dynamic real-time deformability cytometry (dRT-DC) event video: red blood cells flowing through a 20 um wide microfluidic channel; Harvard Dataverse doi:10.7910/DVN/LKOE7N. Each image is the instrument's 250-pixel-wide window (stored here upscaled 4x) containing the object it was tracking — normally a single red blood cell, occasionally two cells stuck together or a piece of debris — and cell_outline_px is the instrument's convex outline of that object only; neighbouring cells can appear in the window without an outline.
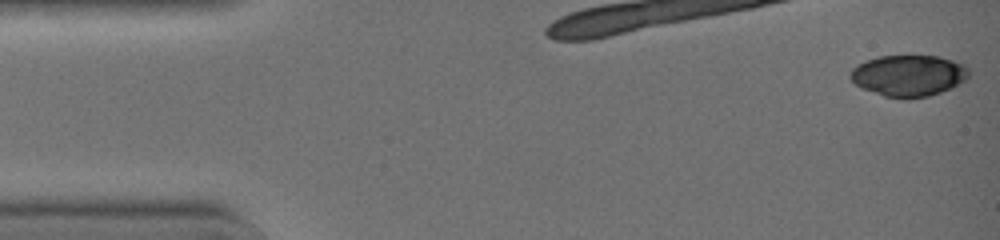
{"species": "common noctule bat (a hibernating species)", "species_latin": "Nyctalus noctula", "temperature_condition": "warm", "stored_images_in_passage": 8, "camera_frame_rate_fps": 3000, "um_per_image_px": 0.085, "animal": {"sex": "female", "body_mass_g": 19.0, "forearm_length_mm": 51.5}, "frame": {"image": 1, "passage_image": 1, "time_ms": 0.0, "image_size_px": [1000, 240], "cell_outline_px": [[968, 76], [964, 80], [940, 92], [928, 96], [884, 96], [864, 88], [856, 84], [848, 76], [852, 68], [864, 60], [880, 56], [940, 56], [964, 64], [968, 68]], "centroid_in_image_um": [77.2, 6.38], "position_along_channel_um": 7.8, "area_um2": 27.8}}